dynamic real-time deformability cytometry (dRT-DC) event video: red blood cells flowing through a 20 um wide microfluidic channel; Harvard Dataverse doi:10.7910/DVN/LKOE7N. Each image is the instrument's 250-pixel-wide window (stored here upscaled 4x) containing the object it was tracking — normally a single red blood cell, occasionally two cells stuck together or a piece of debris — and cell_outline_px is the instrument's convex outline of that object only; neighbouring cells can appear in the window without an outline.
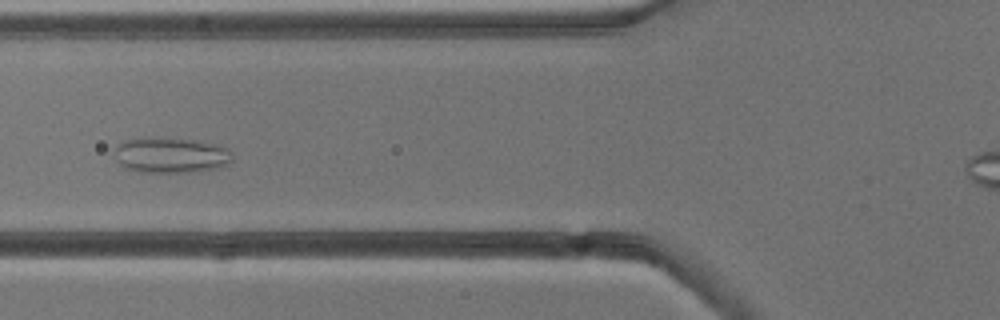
{"species": "common noctule bat (a hibernating species)", "species_latin": "Nyctalus noctula", "temperature_condition": "cold", "stored_images_in_passage": 6, "camera_frame_rate_fps": 3000, "um_per_image_px": 0.085, "animal": {"sex": "male", "body_mass_g": 13.3}, "frame": {"image": 1, "passage_image": 6, "time_ms": 5.667, "image_size_px": [1000, 320], "cell_outline_px": [[232, 160], [228, 164], [220, 168], [192, 172], [140, 172], [124, 168], [116, 160], [116, 144], [124, 140], [192, 140], [216, 144], [228, 148], [232, 152]], "centroid_in_image_um": [14.58, 13.24], "position_along_channel_um": 111.2, "area_um2": 23.81}}